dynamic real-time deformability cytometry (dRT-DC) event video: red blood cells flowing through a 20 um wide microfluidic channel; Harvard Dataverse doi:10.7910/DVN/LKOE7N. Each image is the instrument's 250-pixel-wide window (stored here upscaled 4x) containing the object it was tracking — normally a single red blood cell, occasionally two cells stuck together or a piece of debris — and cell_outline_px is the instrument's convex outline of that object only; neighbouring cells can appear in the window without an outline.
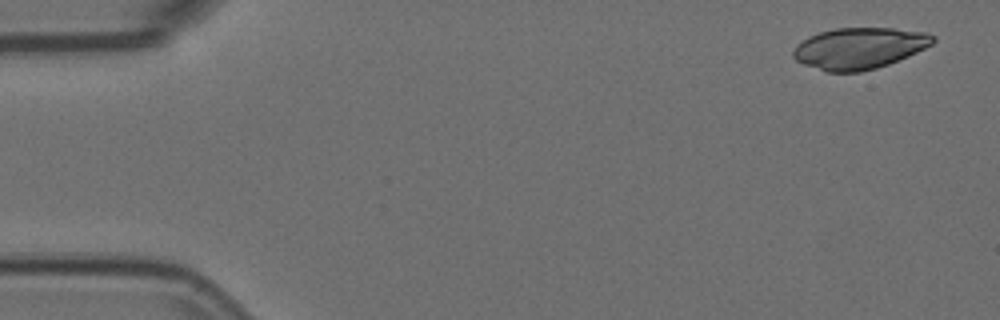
{"species": "Egyptian fruit bat (a non-hibernating species)", "species_latin": "Rousettus aegyptiacus", "temperature_condition": "room temperature", "stored_images_in_passage": 5, "segment_of_instrument_passage": [2, 2], "camera_frame_rate_fps": 3000, "um_per_image_px": 0.085, "animal": {"sex": "female"}, "frame": {"image": 1, "passage_image": 5, "time_ms": 1.333, "image_size_px": [1000, 320], "cell_outline_px": [[936, 40], [932, 44], [908, 56], [888, 64], [876, 68], [860, 72], [828, 72], [804, 64], [796, 60], [792, 56], [792, 52], [796, 44], [808, 36], [820, 32], [836, 28], [892, 28], [928, 32], [936, 36]], "centroid_in_image_um": [73.04, 4.09], "position_along_channel_um": 12.0, "area_um2": 33.7}}